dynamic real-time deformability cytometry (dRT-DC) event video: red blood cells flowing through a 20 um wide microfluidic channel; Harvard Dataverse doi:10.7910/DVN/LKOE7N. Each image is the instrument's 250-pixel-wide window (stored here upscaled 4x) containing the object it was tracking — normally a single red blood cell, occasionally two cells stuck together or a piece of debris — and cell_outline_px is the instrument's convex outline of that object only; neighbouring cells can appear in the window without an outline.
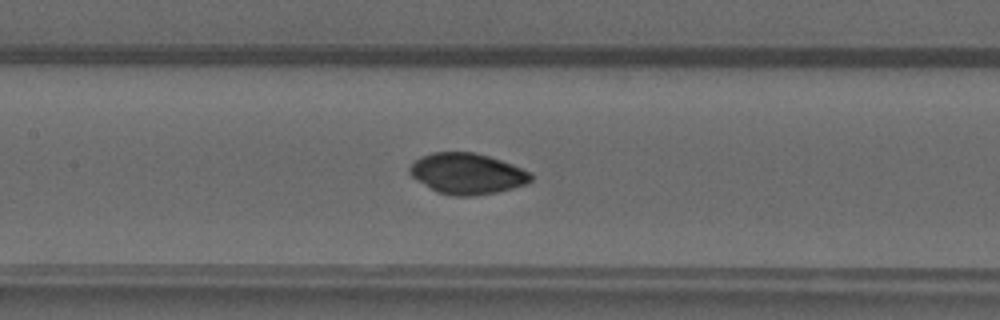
{"species": "common noctule bat (a hibernating species)", "species_latin": "Nyctalus noctula", "temperature_condition": "warm", "stored_images_in_passage": 44, "camera_frame_rate_fps": 3000, "um_per_image_px": 0.085, "animal": {"sex": "male", "forearm_length_mm": 52.5}, "frame": {"image": 1, "passage_image": 19, "time_ms": 6.0, "image_size_px": [1000, 320], "cell_outline_px": [[532, 180], [524, 184], [512, 188], [496, 192], [476, 196], [456, 196], [436, 192], [416, 180], [408, 172], [408, 168], [416, 160], [432, 152], [476, 152], [512, 164], [532, 172]], "centroid_in_image_um": [39.71, 14.76], "position_along_channel_um": 167.7, "area_um2": 28.84}}
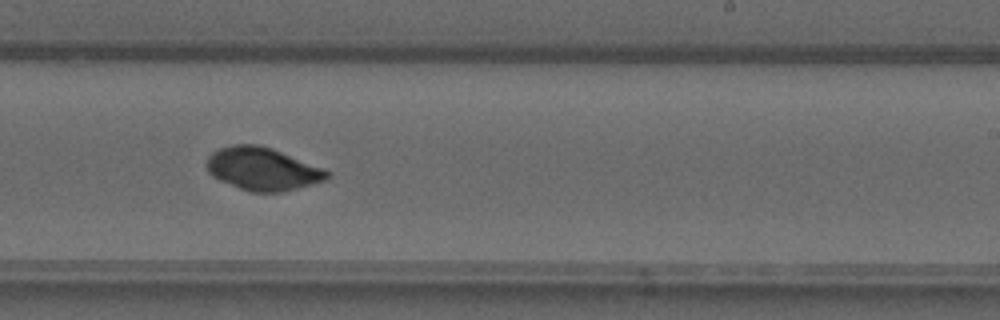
{"frame": {"image": 2, "passage_image": 26, "time_ms": 8.333, "image_size_px": [1000, 320], "cell_outline_px": [[332, 172], [324, 180], [312, 184], [280, 192], [252, 192], [240, 188], [220, 180], [212, 176], [208, 172], [204, 164], [208, 156], [212, 152], [220, 148], [232, 144], [260, 144], [272, 148], [324, 168]], "centroid_in_image_um": [22.29, 14.34], "position_along_channel_um": 266.7, "area_um2": 30.11}}
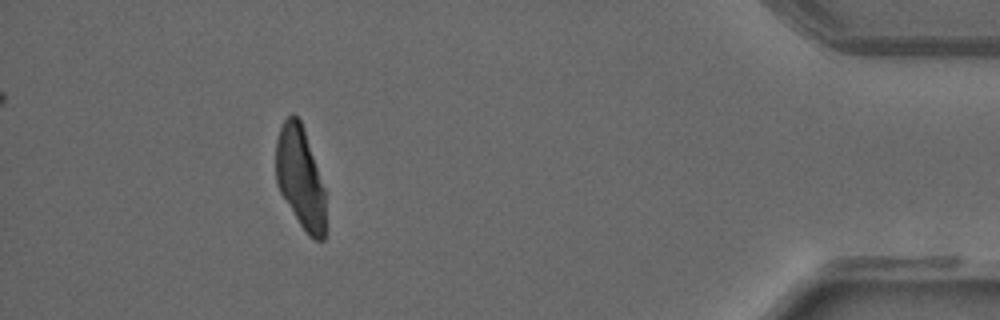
{"frame": {"image": 3, "passage_image": 40, "time_ms": 13.0, "image_size_px": [1000, 320], "cell_outline_px": [[324, 240], [316, 240], [308, 236], [300, 224], [280, 192], [276, 184], [276, 140], [280, 128], [284, 120], [292, 112], [300, 120], [324, 188]], "centroid_in_image_um": [25.49, 15.1], "position_along_channel_um": 409.7, "area_um2": 28.84}}